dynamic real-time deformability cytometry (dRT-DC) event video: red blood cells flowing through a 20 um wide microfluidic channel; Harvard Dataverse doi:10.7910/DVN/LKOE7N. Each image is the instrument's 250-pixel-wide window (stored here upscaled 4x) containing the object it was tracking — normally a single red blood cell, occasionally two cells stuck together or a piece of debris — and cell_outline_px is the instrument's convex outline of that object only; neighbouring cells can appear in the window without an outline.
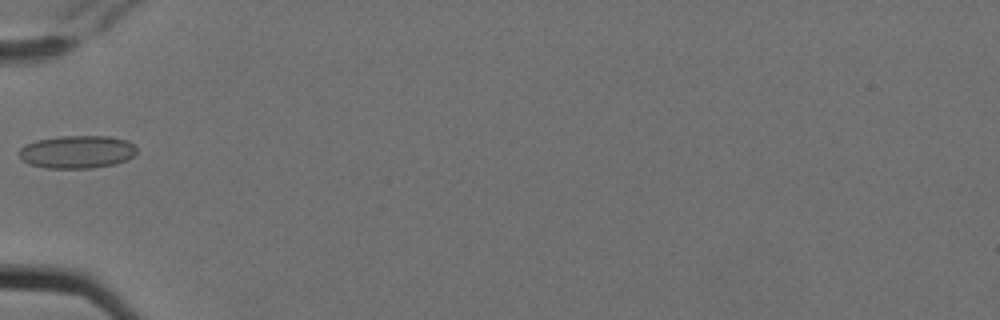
{"species": "Egyptian fruit bat (a non-hibernating species)", "species_latin": "Rousettus aegyptiacus", "temperature_condition": "cold", "stored_images_in_passage": 7, "camera_frame_rate_fps": 3000, "um_per_image_px": 0.085, "animal": {"sex": "female"}, "frame": {"image": 1, "passage_image": 7, "time_ms": 2.0, "image_size_px": [1000, 320], "cell_outline_px": [[136, 152], [128, 160], [116, 164], [92, 168], [44, 168], [28, 164], [16, 152], [24, 144], [36, 140], [60, 136], [108, 136], [128, 140], [136, 148]], "centroid_in_image_um": [6.53, 12.91], "position_along_channel_um": 78.5, "area_um2": 22.77}}